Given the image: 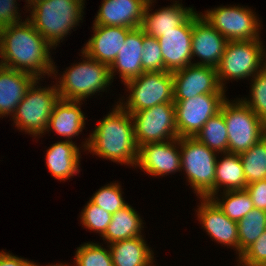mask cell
I'll return each mask as SVG.
<instances>
[{
    "mask_svg": "<svg viewBox=\"0 0 266 266\" xmlns=\"http://www.w3.org/2000/svg\"><path fill=\"white\" fill-rule=\"evenodd\" d=\"M256 209L266 211V179L248 184L245 188Z\"/></svg>",
    "mask_w": 266,
    "mask_h": 266,
    "instance_id": "39",
    "label": "cell"
},
{
    "mask_svg": "<svg viewBox=\"0 0 266 266\" xmlns=\"http://www.w3.org/2000/svg\"><path fill=\"white\" fill-rule=\"evenodd\" d=\"M228 131V152L240 154L266 136V123L240 99H226L220 108Z\"/></svg>",
    "mask_w": 266,
    "mask_h": 266,
    "instance_id": "6",
    "label": "cell"
},
{
    "mask_svg": "<svg viewBox=\"0 0 266 266\" xmlns=\"http://www.w3.org/2000/svg\"><path fill=\"white\" fill-rule=\"evenodd\" d=\"M223 154L224 158L216 162L215 195L222 185L225 188L223 191L243 190L247 186L239 154L229 152Z\"/></svg>",
    "mask_w": 266,
    "mask_h": 266,
    "instance_id": "27",
    "label": "cell"
},
{
    "mask_svg": "<svg viewBox=\"0 0 266 266\" xmlns=\"http://www.w3.org/2000/svg\"><path fill=\"white\" fill-rule=\"evenodd\" d=\"M225 97V94H201L174 100L178 137H195L203 125L220 112Z\"/></svg>",
    "mask_w": 266,
    "mask_h": 266,
    "instance_id": "11",
    "label": "cell"
},
{
    "mask_svg": "<svg viewBox=\"0 0 266 266\" xmlns=\"http://www.w3.org/2000/svg\"><path fill=\"white\" fill-rule=\"evenodd\" d=\"M137 146L178 138L174 103H163L131 114Z\"/></svg>",
    "mask_w": 266,
    "mask_h": 266,
    "instance_id": "10",
    "label": "cell"
},
{
    "mask_svg": "<svg viewBox=\"0 0 266 266\" xmlns=\"http://www.w3.org/2000/svg\"><path fill=\"white\" fill-rule=\"evenodd\" d=\"M85 0H43L31 5L34 28L54 47L83 17ZM64 37V38H63Z\"/></svg>",
    "mask_w": 266,
    "mask_h": 266,
    "instance_id": "3",
    "label": "cell"
},
{
    "mask_svg": "<svg viewBox=\"0 0 266 266\" xmlns=\"http://www.w3.org/2000/svg\"><path fill=\"white\" fill-rule=\"evenodd\" d=\"M193 13L175 30L164 33L157 38L164 61V71L175 72L193 64L192 41Z\"/></svg>",
    "mask_w": 266,
    "mask_h": 266,
    "instance_id": "15",
    "label": "cell"
},
{
    "mask_svg": "<svg viewBox=\"0 0 266 266\" xmlns=\"http://www.w3.org/2000/svg\"><path fill=\"white\" fill-rule=\"evenodd\" d=\"M172 75L174 100H186L201 94H225L214 67L190 64Z\"/></svg>",
    "mask_w": 266,
    "mask_h": 266,
    "instance_id": "13",
    "label": "cell"
},
{
    "mask_svg": "<svg viewBox=\"0 0 266 266\" xmlns=\"http://www.w3.org/2000/svg\"><path fill=\"white\" fill-rule=\"evenodd\" d=\"M52 45L26 19L0 29V65L26 72L40 80L56 71L50 57Z\"/></svg>",
    "mask_w": 266,
    "mask_h": 266,
    "instance_id": "1",
    "label": "cell"
},
{
    "mask_svg": "<svg viewBox=\"0 0 266 266\" xmlns=\"http://www.w3.org/2000/svg\"><path fill=\"white\" fill-rule=\"evenodd\" d=\"M200 199L197 215L202 227L218 243L235 247L239 255L237 222L229 219L211 198Z\"/></svg>",
    "mask_w": 266,
    "mask_h": 266,
    "instance_id": "18",
    "label": "cell"
},
{
    "mask_svg": "<svg viewBox=\"0 0 266 266\" xmlns=\"http://www.w3.org/2000/svg\"><path fill=\"white\" fill-rule=\"evenodd\" d=\"M124 85L130 92L127 102L119 104L130 114L163 103H174L171 72H144ZM125 105V106H124Z\"/></svg>",
    "mask_w": 266,
    "mask_h": 266,
    "instance_id": "9",
    "label": "cell"
},
{
    "mask_svg": "<svg viewBox=\"0 0 266 266\" xmlns=\"http://www.w3.org/2000/svg\"><path fill=\"white\" fill-rule=\"evenodd\" d=\"M82 56L85 60L66 69L58 81L60 85L56 84L60 99L82 101L94 93L104 92L112 83L107 64L94 60L83 51Z\"/></svg>",
    "mask_w": 266,
    "mask_h": 266,
    "instance_id": "4",
    "label": "cell"
},
{
    "mask_svg": "<svg viewBox=\"0 0 266 266\" xmlns=\"http://www.w3.org/2000/svg\"><path fill=\"white\" fill-rule=\"evenodd\" d=\"M81 214L82 225L89 230L96 231L101 237L112 220V214L104 211L103 208L97 206L91 200H89Z\"/></svg>",
    "mask_w": 266,
    "mask_h": 266,
    "instance_id": "36",
    "label": "cell"
},
{
    "mask_svg": "<svg viewBox=\"0 0 266 266\" xmlns=\"http://www.w3.org/2000/svg\"><path fill=\"white\" fill-rule=\"evenodd\" d=\"M178 147H177V145ZM180 138L139 146L136 166L149 175L163 176L181 170ZM177 147V148H176Z\"/></svg>",
    "mask_w": 266,
    "mask_h": 266,
    "instance_id": "14",
    "label": "cell"
},
{
    "mask_svg": "<svg viewBox=\"0 0 266 266\" xmlns=\"http://www.w3.org/2000/svg\"><path fill=\"white\" fill-rule=\"evenodd\" d=\"M49 266H69V265H67V264L64 265V264L61 263V264H57V265H49ZM74 266H75V265H74Z\"/></svg>",
    "mask_w": 266,
    "mask_h": 266,
    "instance_id": "42",
    "label": "cell"
},
{
    "mask_svg": "<svg viewBox=\"0 0 266 266\" xmlns=\"http://www.w3.org/2000/svg\"><path fill=\"white\" fill-rule=\"evenodd\" d=\"M37 83L38 79L28 88L12 116L17 128L35 137L46 132L53 107L60 99L57 86L38 88Z\"/></svg>",
    "mask_w": 266,
    "mask_h": 266,
    "instance_id": "8",
    "label": "cell"
},
{
    "mask_svg": "<svg viewBox=\"0 0 266 266\" xmlns=\"http://www.w3.org/2000/svg\"><path fill=\"white\" fill-rule=\"evenodd\" d=\"M143 30L132 29L126 36L125 43L121 47L117 58L110 68V77L113 80L114 72H119L124 84L131 79L139 77L144 73L142 69Z\"/></svg>",
    "mask_w": 266,
    "mask_h": 266,
    "instance_id": "21",
    "label": "cell"
},
{
    "mask_svg": "<svg viewBox=\"0 0 266 266\" xmlns=\"http://www.w3.org/2000/svg\"><path fill=\"white\" fill-rule=\"evenodd\" d=\"M74 261L76 266H113L110 249L91 242L77 248Z\"/></svg>",
    "mask_w": 266,
    "mask_h": 266,
    "instance_id": "32",
    "label": "cell"
},
{
    "mask_svg": "<svg viewBox=\"0 0 266 266\" xmlns=\"http://www.w3.org/2000/svg\"><path fill=\"white\" fill-rule=\"evenodd\" d=\"M181 170L199 198L215 196L216 152L195 137L180 138ZM216 155V156H215Z\"/></svg>",
    "mask_w": 266,
    "mask_h": 266,
    "instance_id": "5",
    "label": "cell"
},
{
    "mask_svg": "<svg viewBox=\"0 0 266 266\" xmlns=\"http://www.w3.org/2000/svg\"><path fill=\"white\" fill-rule=\"evenodd\" d=\"M142 220L134 208L127 204L116 213L112 214V220L109 223L103 237L109 244L117 241L131 239L142 236Z\"/></svg>",
    "mask_w": 266,
    "mask_h": 266,
    "instance_id": "26",
    "label": "cell"
},
{
    "mask_svg": "<svg viewBox=\"0 0 266 266\" xmlns=\"http://www.w3.org/2000/svg\"><path fill=\"white\" fill-rule=\"evenodd\" d=\"M36 80L29 73L0 65V117L16 112L26 91Z\"/></svg>",
    "mask_w": 266,
    "mask_h": 266,
    "instance_id": "20",
    "label": "cell"
},
{
    "mask_svg": "<svg viewBox=\"0 0 266 266\" xmlns=\"http://www.w3.org/2000/svg\"><path fill=\"white\" fill-rule=\"evenodd\" d=\"M38 1H43V0H31V5H33L34 3L38 2Z\"/></svg>",
    "mask_w": 266,
    "mask_h": 266,
    "instance_id": "44",
    "label": "cell"
},
{
    "mask_svg": "<svg viewBox=\"0 0 266 266\" xmlns=\"http://www.w3.org/2000/svg\"><path fill=\"white\" fill-rule=\"evenodd\" d=\"M223 193L222 201L217 196H212L211 199L231 220L238 222L255 208L250 195L245 189L223 191Z\"/></svg>",
    "mask_w": 266,
    "mask_h": 266,
    "instance_id": "31",
    "label": "cell"
},
{
    "mask_svg": "<svg viewBox=\"0 0 266 266\" xmlns=\"http://www.w3.org/2000/svg\"><path fill=\"white\" fill-rule=\"evenodd\" d=\"M239 260L248 265L266 261V230L239 256Z\"/></svg>",
    "mask_w": 266,
    "mask_h": 266,
    "instance_id": "37",
    "label": "cell"
},
{
    "mask_svg": "<svg viewBox=\"0 0 266 266\" xmlns=\"http://www.w3.org/2000/svg\"><path fill=\"white\" fill-rule=\"evenodd\" d=\"M93 29L94 34L82 51L94 60L110 67L125 43L127 34L132 29L122 26L114 27L95 24H93Z\"/></svg>",
    "mask_w": 266,
    "mask_h": 266,
    "instance_id": "17",
    "label": "cell"
},
{
    "mask_svg": "<svg viewBox=\"0 0 266 266\" xmlns=\"http://www.w3.org/2000/svg\"><path fill=\"white\" fill-rule=\"evenodd\" d=\"M252 78L251 100L241 101L266 123V66Z\"/></svg>",
    "mask_w": 266,
    "mask_h": 266,
    "instance_id": "33",
    "label": "cell"
},
{
    "mask_svg": "<svg viewBox=\"0 0 266 266\" xmlns=\"http://www.w3.org/2000/svg\"><path fill=\"white\" fill-rule=\"evenodd\" d=\"M142 69L144 72L164 71V61L160 44L155 37L143 32Z\"/></svg>",
    "mask_w": 266,
    "mask_h": 266,
    "instance_id": "35",
    "label": "cell"
},
{
    "mask_svg": "<svg viewBox=\"0 0 266 266\" xmlns=\"http://www.w3.org/2000/svg\"><path fill=\"white\" fill-rule=\"evenodd\" d=\"M148 0H103L95 25L140 28Z\"/></svg>",
    "mask_w": 266,
    "mask_h": 266,
    "instance_id": "19",
    "label": "cell"
},
{
    "mask_svg": "<svg viewBox=\"0 0 266 266\" xmlns=\"http://www.w3.org/2000/svg\"><path fill=\"white\" fill-rule=\"evenodd\" d=\"M103 118L84 142V149L113 162L136 167L139 147L131 114L118 104Z\"/></svg>",
    "mask_w": 266,
    "mask_h": 266,
    "instance_id": "2",
    "label": "cell"
},
{
    "mask_svg": "<svg viewBox=\"0 0 266 266\" xmlns=\"http://www.w3.org/2000/svg\"><path fill=\"white\" fill-rule=\"evenodd\" d=\"M195 138L209 149L219 153L228 152V131L221 112L211 117L197 133Z\"/></svg>",
    "mask_w": 266,
    "mask_h": 266,
    "instance_id": "28",
    "label": "cell"
},
{
    "mask_svg": "<svg viewBox=\"0 0 266 266\" xmlns=\"http://www.w3.org/2000/svg\"><path fill=\"white\" fill-rule=\"evenodd\" d=\"M145 242L138 236L110 244L113 266H152L154 255Z\"/></svg>",
    "mask_w": 266,
    "mask_h": 266,
    "instance_id": "25",
    "label": "cell"
},
{
    "mask_svg": "<svg viewBox=\"0 0 266 266\" xmlns=\"http://www.w3.org/2000/svg\"><path fill=\"white\" fill-rule=\"evenodd\" d=\"M262 44L260 39L228 41L216 68L223 89V81L254 77L266 66V61L262 62L266 55Z\"/></svg>",
    "mask_w": 266,
    "mask_h": 266,
    "instance_id": "7",
    "label": "cell"
},
{
    "mask_svg": "<svg viewBox=\"0 0 266 266\" xmlns=\"http://www.w3.org/2000/svg\"><path fill=\"white\" fill-rule=\"evenodd\" d=\"M80 103V101L59 99L53 107L46 131L52 129L58 135L68 137V141L73 136H78L84 129L86 120L79 107Z\"/></svg>",
    "mask_w": 266,
    "mask_h": 266,
    "instance_id": "23",
    "label": "cell"
},
{
    "mask_svg": "<svg viewBox=\"0 0 266 266\" xmlns=\"http://www.w3.org/2000/svg\"><path fill=\"white\" fill-rule=\"evenodd\" d=\"M251 266H266V261L259 262L257 264H252Z\"/></svg>",
    "mask_w": 266,
    "mask_h": 266,
    "instance_id": "41",
    "label": "cell"
},
{
    "mask_svg": "<svg viewBox=\"0 0 266 266\" xmlns=\"http://www.w3.org/2000/svg\"><path fill=\"white\" fill-rule=\"evenodd\" d=\"M15 2L16 0H0V29L21 22Z\"/></svg>",
    "mask_w": 266,
    "mask_h": 266,
    "instance_id": "38",
    "label": "cell"
},
{
    "mask_svg": "<svg viewBox=\"0 0 266 266\" xmlns=\"http://www.w3.org/2000/svg\"><path fill=\"white\" fill-rule=\"evenodd\" d=\"M201 16L228 41L254 40L259 38L257 16L251 9L239 6H221L207 10Z\"/></svg>",
    "mask_w": 266,
    "mask_h": 266,
    "instance_id": "12",
    "label": "cell"
},
{
    "mask_svg": "<svg viewBox=\"0 0 266 266\" xmlns=\"http://www.w3.org/2000/svg\"><path fill=\"white\" fill-rule=\"evenodd\" d=\"M28 1V4H30V5H28V7H31V0H27Z\"/></svg>",
    "mask_w": 266,
    "mask_h": 266,
    "instance_id": "45",
    "label": "cell"
},
{
    "mask_svg": "<svg viewBox=\"0 0 266 266\" xmlns=\"http://www.w3.org/2000/svg\"><path fill=\"white\" fill-rule=\"evenodd\" d=\"M80 154L72 140L53 144L46 153V164L52 176L65 181L79 173Z\"/></svg>",
    "mask_w": 266,
    "mask_h": 266,
    "instance_id": "24",
    "label": "cell"
},
{
    "mask_svg": "<svg viewBox=\"0 0 266 266\" xmlns=\"http://www.w3.org/2000/svg\"><path fill=\"white\" fill-rule=\"evenodd\" d=\"M36 263L30 262L27 259L16 257L3 250L0 252V266H35Z\"/></svg>",
    "mask_w": 266,
    "mask_h": 266,
    "instance_id": "40",
    "label": "cell"
},
{
    "mask_svg": "<svg viewBox=\"0 0 266 266\" xmlns=\"http://www.w3.org/2000/svg\"><path fill=\"white\" fill-rule=\"evenodd\" d=\"M239 263H240V265L242 264V266H251V265H248V264H246V263H244L242 261H239Z\"/></svg>",
    "mask_w": 266,
    "mask_h": 266,
    "instance_id": "43",
    "label": "cell"
},
{
    "mask_svg": "<svg viewBox=\"0 0 266 266\" xmlns=\"http://www.w3.org/2000/svg\"><path fill=\"white\" fill-rule=\"evenodd\" d=\"M227 43L228 40L208 21L193 12L192 58L197 56L202 60L193 64L217 68Z\"/></svg>",
    "mask_w": 266,
    "mask_h": 266,
    "instance_id": "16",
    "label": "cell"
},
{
    "mask_svg": "<svg viewBox=\"0 0 266 266\" xmlns=\"http://www.w3.org/2000/svg\"><path fill=\"white\" fill-rule=\"evenodd\" d=\"M122 197L120 185L112 183L100 188L90 200L104 211L114 214L128 204Z\"/></svg>",
    "mask_w": 266,
    "mask_h": 266,
    "instance_id": "34",
    "label": "cell"
},
{
    "mask_svg": "<svg viewBox=\"0 0 266 266\" xmlns=\"http://www.w3.org/2000/svg\"><path fill=\"white\" fill-rule=\"evenodd\" d=\"M239 256L266 230V211L254 208L237 222Z\"/></svg>",
    "mask_w": 266,
    "mask_h": 266,
    "instance_id": "30",
    "label": "cell"
},
{
    "mask_svg": "<svg viewBox=\"0 0 266 266\" xmlns=\"http://www.w3.org/2000/svg\"><path fill=\"white\" fill-rule=\"evenodd\" d=\"M175 2L171 6L149 13L152 0L148 1L140 27L143 32L151 37L159 38L164 33L175 30L194 12L193 8H184L181 4H177V1Z\"/></svg>",
    "mask_w": 266,
    "mask_h": 266,
    "instance_id": "22",
    "label": "cell"
},
{
    "mask_svg": "<svg viewBox=\"0 0 266 266\" xmlns=\"http://www.w3.org/2000/svg\"><path fill=\"white\" fill-rule=\"evenodd\" d=\"M247 185L266 179V136L239 154Z\"/></svg>",
    "mask_w": 266,
    "mask_h": 266,
    "instance_id": "29",
    "label": "cell"
}]
</instances>
